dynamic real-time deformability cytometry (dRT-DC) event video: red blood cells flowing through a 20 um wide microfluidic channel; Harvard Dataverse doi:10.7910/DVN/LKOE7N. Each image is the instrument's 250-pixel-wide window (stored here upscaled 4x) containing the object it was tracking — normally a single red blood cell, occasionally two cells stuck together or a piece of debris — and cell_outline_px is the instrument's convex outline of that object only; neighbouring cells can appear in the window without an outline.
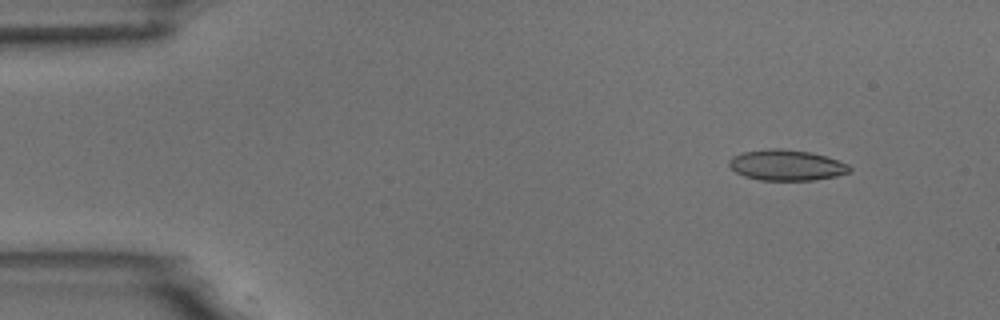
{"species": "common noctule bat (a hibernating species)", "species_latin": "Nyctalus noctula", "temperature_condition": "room temperature", "stored_images_in_passage": 5, "camera_frame_rate_fps": 3000, "um_per_image_px": 0.085, "animal": {"sex": "male", "body_mass_g": 18.8}, "frame": {"image": 1, "passage_image": 2, "time_ms": 1.333, "image_size_px": [1000, 320], "cell_outline_px": [[852, 168], [848, 172], [836, 176], [816, 180], [760, 180], [744, 176], [736, 172], [728, 164], [728, 160], [732, 156], [744, 152], [768, 148], [780, 148], [812, 152], [828, 156], [848, 164]], "centroid_in_image_um": [66.86, 14.03], "position_along_channel_um": 18.1, "area_um2": 21.73}}
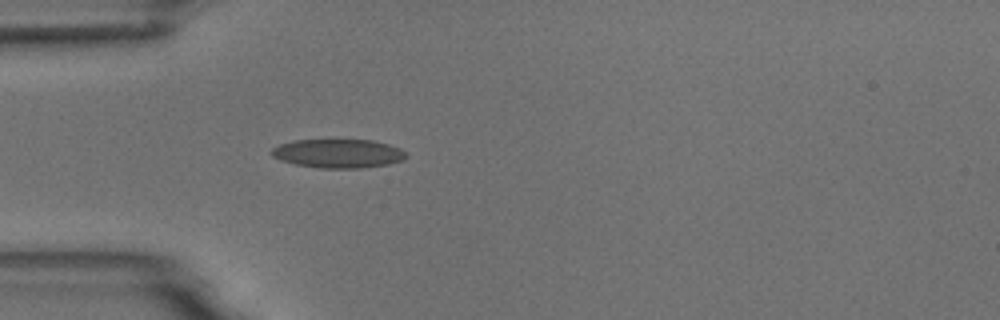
{"frame": {"image": 2, "passage_image": 5, "time_ms": 4.667, "image_size_px": [1000, 320], "cell_outline_px": [[408, 156], [404, 160], [388, 164], [360, 168], [320, 168], [296, 164], [280, 160], [272, 156], [272, 148], [280, 144], [296, 140], [372, 140], [388, 144], [400, 148]], "centroid_in_image_um": [28.76, 13.05], "position_along_channel_um": 56.2, "area_um2": 22.48}}